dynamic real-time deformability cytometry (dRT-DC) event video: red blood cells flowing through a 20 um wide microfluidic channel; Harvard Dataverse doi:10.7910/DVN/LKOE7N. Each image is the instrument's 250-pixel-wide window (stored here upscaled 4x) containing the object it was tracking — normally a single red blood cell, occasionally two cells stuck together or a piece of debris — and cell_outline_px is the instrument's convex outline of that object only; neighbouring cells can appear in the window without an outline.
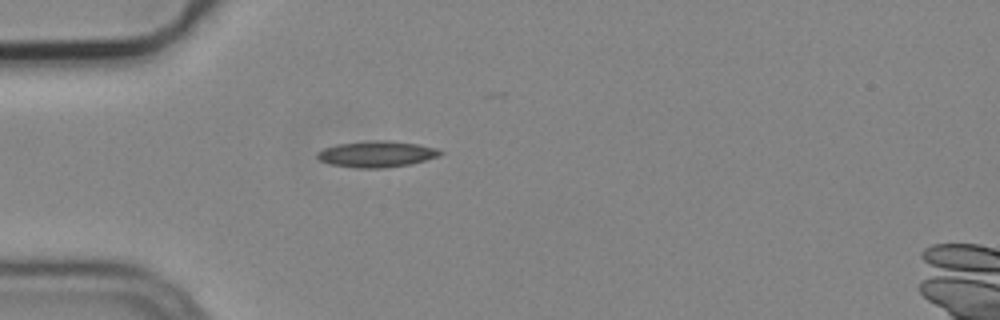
{"species": "common noctule bat (a hibernating species)", "species_latin": "Nyctalus noctula", "temperature_condition": "cold", "stored_images_in_passage": 4, "camera_frame_rate_fps": 3000, "um_per_image_px": 0.085, "animal": {"sex": "male", "body_mass_g": 19.2, "forearm_length_mm": 51.8}, "frame": {"image": 1, "passage_image": 4, "time_ms": 1.0, "image_size_px": [1000, 320], "cell_outline_px": [[444, 152], [440, 156], [408, 164], [384, 168], [356, 168], [328, 164], [320, 160], [316, 156], [316, 152], [324, 148], [336, 144], [376, 140], [388, 140], [420, 144], [436, 148]], "centroid_in_image_um": [32.0, 13.09], "position_along_channel_um": 53.0, "area_um2": 18.84}}